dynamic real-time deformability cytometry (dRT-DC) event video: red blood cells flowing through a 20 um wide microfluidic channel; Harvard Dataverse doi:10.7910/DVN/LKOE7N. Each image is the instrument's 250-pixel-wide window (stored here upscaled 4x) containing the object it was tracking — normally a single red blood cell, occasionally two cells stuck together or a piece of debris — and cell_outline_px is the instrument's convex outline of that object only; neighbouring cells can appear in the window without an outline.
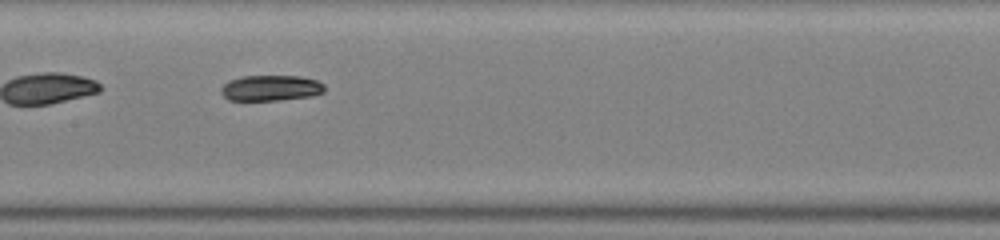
{"species": "common noctule bat (a hibernating species)", "species_latin": "Nyctalus noctula", "temperature_condition": "warm", "stored_images_in_passage": 30, "camera_frame_rate_fps": 3000, "um_per_image_px": 0.085, "animal": {"sex": "male", "body_mass_g": 19.0, "forearm_length_mm": 50.8}, "frame": {"image": 1, "passage_image": 9, "time_ms": 2.667, "image_size_px": [1000, 240], "cell_outline_px": [[324, 92], [312, 96], [276, 100], [228, 100], [220, 92], [220, 88], [228, 80], [244, 76], [300, 76], [316, 80], [324, 84]], "centroid_in_image_um": [23.0, 7.48], "position_along_channel_um": 184.4, "area_um2": 15.49}}
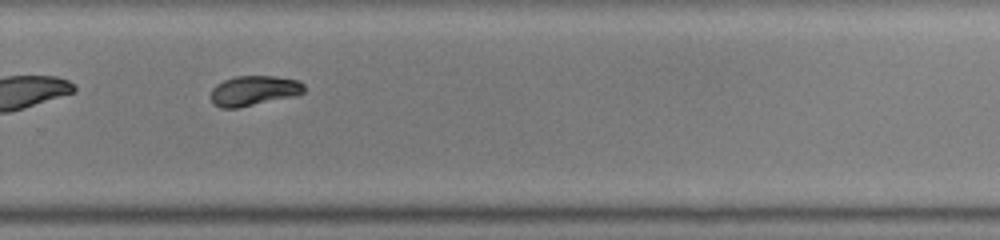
{"frame": {"image": 2, "passage_image": 18, "time_ms": 5.667, "image_size_px": [1000, 240], "cell_outline_px": [[304, 92], [296, 96], [240, 108], [220, 108], [212, 104], [212, 88], [216, 84], [224, 80], [236, 76], [276, 76], [300, 80], [304, 84]], "centroid_in_image_um": [21.6, 7.71], "position_along_channel_um": 308.2, "area_um2": 16.59}}